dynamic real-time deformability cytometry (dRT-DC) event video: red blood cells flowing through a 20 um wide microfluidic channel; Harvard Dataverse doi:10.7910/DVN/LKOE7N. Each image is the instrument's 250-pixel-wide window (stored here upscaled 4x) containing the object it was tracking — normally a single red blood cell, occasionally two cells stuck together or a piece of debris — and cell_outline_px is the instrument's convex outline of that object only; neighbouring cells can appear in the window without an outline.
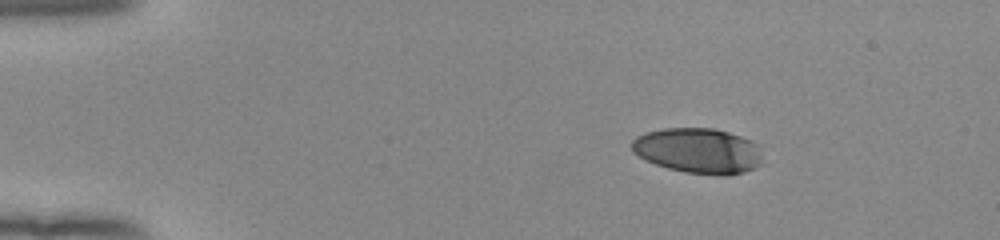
{"species": "human", "species_latin": "Homo sapiens", "temperature_condition": "room temperature", "stored_images_in_passage": 45, "camera_frame_rate_fps": 3000, "um_per_image_px": 0.085, "donor": {"sex": "female"}, "frame": {"image": 1, "passage_image": 1, "time_ms": 0.0, "image_size_px": [1000, 240], "cell_outline_px": [[760, 164], [756, 168], [744, 172], [728, 176], [720, 176], [684, 172], [668, 168], [656, 164], [632, 152], [632, 140], [636, 136], [648, 132], [664, 128], [712, 128], [728, 132], [752, 140], [760, 144]], "centroid_in_image_um": [59.39, 12.82], "position_along_channel_um": 25.6, "area_um2": 34.68}}
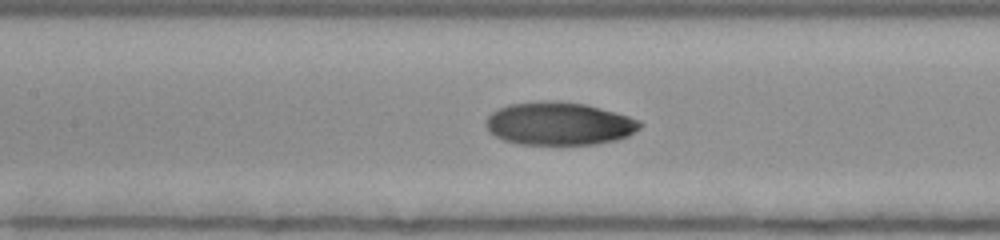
{"frame": {"image": 2, "passage_image": 18, "time_ms": 5.667, "image_size_px": [1000, 240], "cell_outline_px": [[644, 124], [640, 128], [628, 136], [616, 140], [596, 144], [520, 144], [504, 140], [488, 132], [484, 124], [488, 116], [492, 112], [508, 104], [540, 100], [560, 100], [584, 104], [616, 112], [640, 120]], "centroid_in_image_um": [47.52, 10.5], "position_along_channel_um": 159.9, "area_um2": 38.9}}
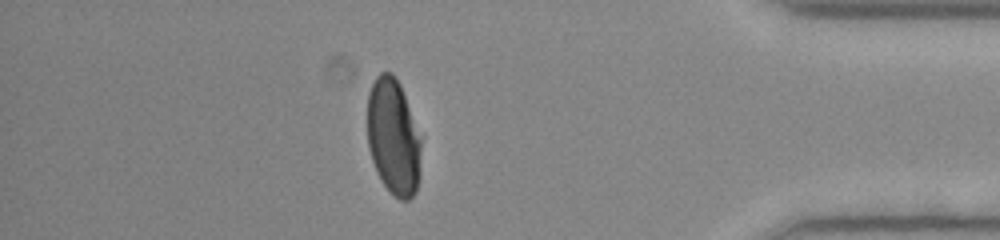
{"frame": {"image": 3, "passage_image": 39, "time_ms": 12.667, "image_size_px": [1000, 240], "cell_outline_px": [[424, 136], [420, 172], [416, 192], [408, 200], [400, 200], [380, 180], [376, 172], [368, 148], [368, 92], [376, 76], [380, 72], [392, 72], [396, 76], [400, 84]], "centroid_in_image_um": [33.49, 11.61], "position_along_channel_um": 401.7, "area_um2": 37.63}, "authors_computed_cell_mechanics": {"area_um2": 38.2636, "velocity_mm_per_s": 3.9353, "shape_relaxation_time_tau1_ms": 5.7533, "shape_relaxation_time_tau2_ms": 1.9102, "deformation_change_tau1": 0.2199, "deformation_change_tau2": 0.0311}}